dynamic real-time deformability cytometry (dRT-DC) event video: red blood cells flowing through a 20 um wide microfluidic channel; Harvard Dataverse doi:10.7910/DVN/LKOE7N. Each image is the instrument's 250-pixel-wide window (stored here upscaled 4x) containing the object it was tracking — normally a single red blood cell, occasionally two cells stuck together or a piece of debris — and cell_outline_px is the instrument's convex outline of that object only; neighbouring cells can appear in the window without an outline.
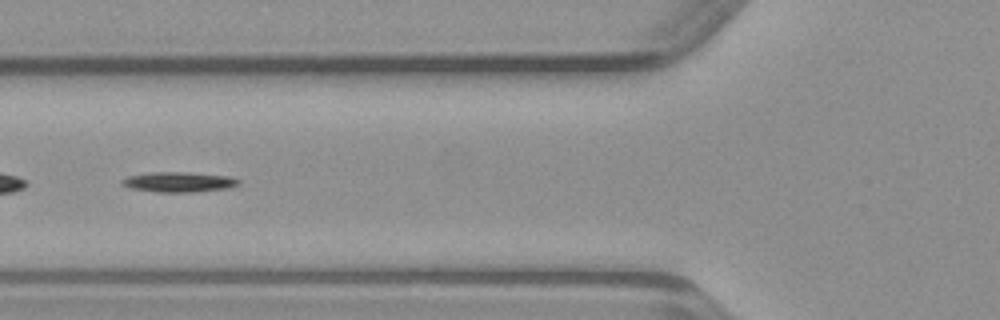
{"species": "common noctule bat (a hibernating species)", "species_latin": "Nyctalus noctula", "temperature_condition": "warm", "stored_images_in_passage": 49, "segment_of_instrument_passage": [2, 2], "camera_frame_rate_fps": 3000, "um_per_image_px": 0.085, "animal": {"sex": "male", "body_mass_g": 23.1, "forearm_length_mm": 52.7}, "frame": {"image": 1, "passage_image": 19, "time_ms": 6.0, "image_size_px": [1000, 320], "cell_outline_px": [[240, 184], [228, 188], [192, 192], [156, 192], [128, 188], [120, 184], [120, 180], [128, 176], [152, 172], [188, 172], [228, 176], [240, 180]], "centroid_in_image_um": [15.15, 15.47], "position_along_channel_um": 110.6, "area_um2": 13.76}}
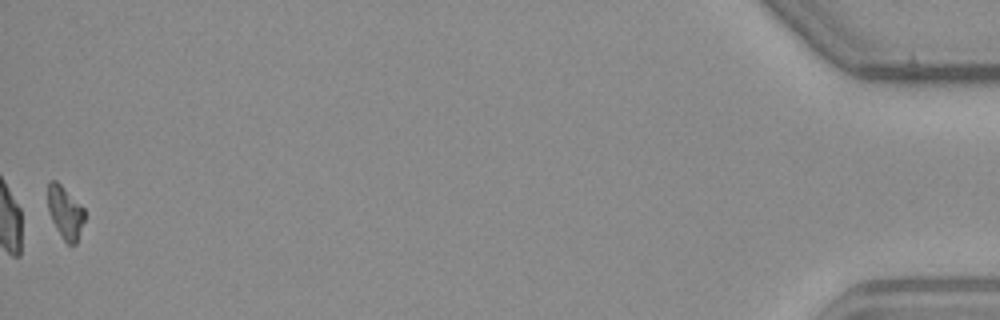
{"frame": {"image": 2, "passage_image": 49, "time_ms": 16.0, "image_size_px": [1000, 320], "cell_outline_px": [[84, 220], [76, 244], [68, 244], [64, 240], [56, 228], [48, 212], [48, 184], [52, 180], [56, 180], [84, 208]], "centroid_in_image_um": [5.53, 18.06], "position_along_channel_um": 429.7, "area_um2": 11.04}}